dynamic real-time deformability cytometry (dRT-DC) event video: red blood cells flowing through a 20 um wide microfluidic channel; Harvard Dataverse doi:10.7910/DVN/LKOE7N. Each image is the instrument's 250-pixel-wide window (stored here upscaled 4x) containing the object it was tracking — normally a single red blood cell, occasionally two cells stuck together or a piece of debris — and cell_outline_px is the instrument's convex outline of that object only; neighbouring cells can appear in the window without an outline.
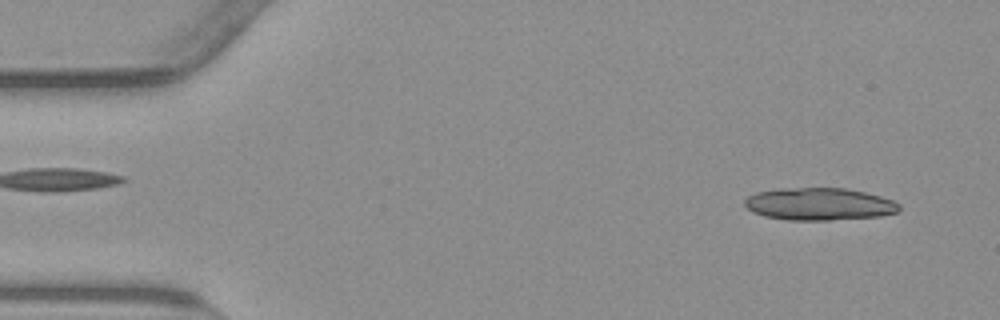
{"species": "common noctule bat (a hibernating species)", "species_latin": "Nyctalus noctula", "temperature_condition": "warm", "stored_images_in_passage": 27, "camera_frame_rate_fps": 3000, "um_per_image_px": 0.085, "animal": {"sex": "male", "body_mass_g": 23.1, "forearm_length_mm": 52.7}, "frame": {"image": 1, "passage_image": 3, "time_ms": 0.667, "image_size_px": [1000, 320], "cell_outline_px": [[900, 208], [896, 212], [880, 216], [828, 220], [788, 220], [764, 216], [752, 212], [744, 204], [744, 200], [748, 196], [756, 192], [780, 188], [844, 188], [864, 192], [880, 196], [892, 200], [900, 204]], "centroid_in_image_um": [69.6, 17.34], "position_along_channel_um": 15.4, "area_um2": 29.13}}